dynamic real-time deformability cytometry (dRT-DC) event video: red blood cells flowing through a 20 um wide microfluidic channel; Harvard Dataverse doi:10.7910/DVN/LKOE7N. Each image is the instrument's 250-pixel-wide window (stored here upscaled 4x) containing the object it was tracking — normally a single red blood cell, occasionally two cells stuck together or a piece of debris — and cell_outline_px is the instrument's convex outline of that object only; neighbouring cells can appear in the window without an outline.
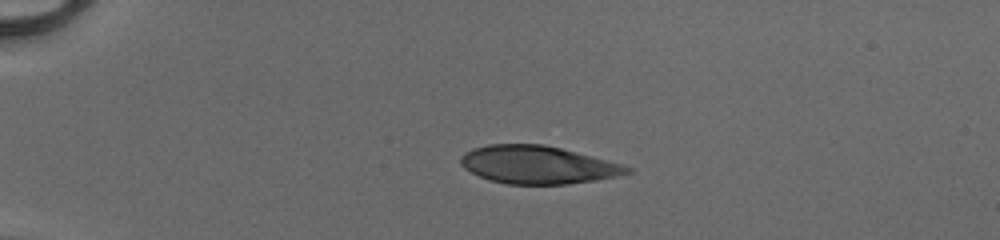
{"species": "human", "species_latin": "Homo sapiens", "temperature_condition": "cold", "stored_images_in_passage": 39, "camera_frame_rate_fps": 3000, "um_per_image_px": 0.085, "donor": {"sex": "male"}, "frame": {"image": 1, "passage_image": 1, "time_ms": 0.0, "image_size_px": [1000, 240], "cell_outline_px": [[632, 172], [616, 176], [596, 180], [568, 184], [508, 184], [488, 180], [464, 168], [460, 164], [460, 156], [464, 152], [472, 148], [488, 144], [544, 144], [560, 148], [620, 164], [632, 168]], "centroid_in_image_um": [45.65, 14.01], "position_along_channel_um": 39.4, "area_um2": 36.53}}
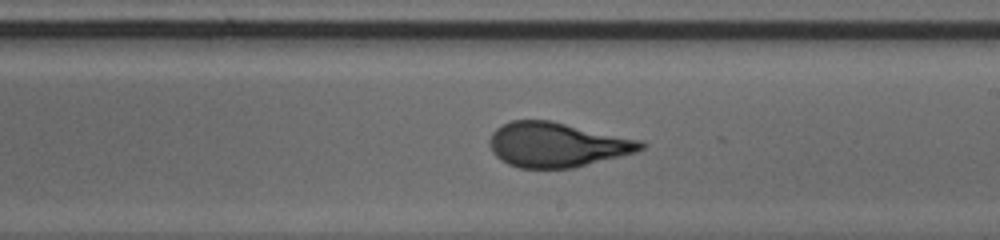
{"frame": {"image": 2, "passage_image": 20, "time_ms": 6.333, "image_size_px": [1000, 240], "cell_outline_px": [[648, 144], [644, 148], [636, 152], [576, 168], [520, 168], [508, 164], [500, 160], [492, 152], [488, 144], [488, 140], [492, 132], [496, 128], [512, 120], [552, 120], [644, 140]], "centroid_in_image_um": [47.38, 12.3], "position_along_channel_um": 241.6, "area_um2": 40.06}}
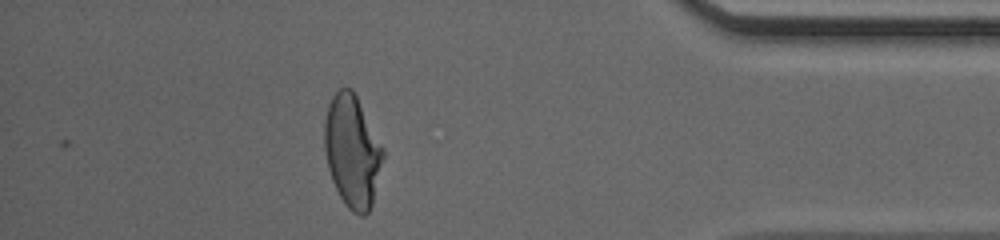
{"frame": {"image": 3, "passage_image": 34, "time_ms": 11.0, "image_size_px": [1000, 240], "cell_outline_px": [[384, 156], [372, 204], [368, 212], [364, 216], [360, 216], [352, 212], [344, 204], [332, 180], [328, 168], [324, 148], [324, 120], [328, 104], [332, 96], [340, 88], [352, 88], [384, 148]], "centroid_in_image_um": [29.93, 12.86], "position_along_channel_um": 405.3, "area_um2": 38.32}, "authors_computed_cell_mechanics": {"area_um2": 38.9572, "velocity_mm_per_s": 4.1444, "shape_relaxation_time_tau1_ms": 4.2824, "shape_relaxation_time_tau2_ms": null, "deformation_change_tau1": 0.186, "deformation_change_tau2": null}}